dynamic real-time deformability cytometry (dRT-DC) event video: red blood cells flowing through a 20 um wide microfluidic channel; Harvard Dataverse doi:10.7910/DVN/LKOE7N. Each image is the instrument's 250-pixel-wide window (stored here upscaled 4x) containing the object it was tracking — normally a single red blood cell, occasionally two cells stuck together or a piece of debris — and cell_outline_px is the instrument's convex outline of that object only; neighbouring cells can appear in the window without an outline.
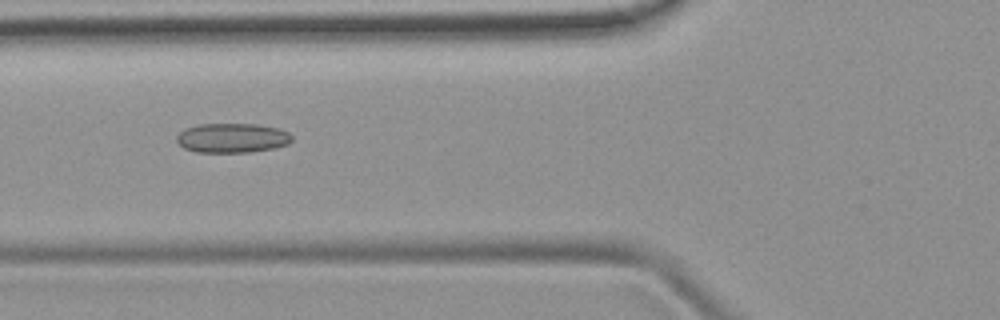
{"species": "common noctule bat (a hibernating species)", "species_latin": "Nyctalus noctula", "temperature_condition": "room temperature", "stored_images_in_passage": 6, "camera_frame_rate_fps": 3000, "um_per_image_px": 0.085, "animal": {"sex": "female", "body_mass_g": 19.9}, "frame": {"image": 1, "passage_image": 4, "time_ms": 4.333, "image_size_px": [1000, 320], "cell_outline_px": [[292, 140], [288, 144], [272, 148], [248, 152], [196, 152], [184, 148], [176, 140], [176, 136], [184, 128], [200, 124], [256, 124], [276, 128], [288, 132], [292, 136]], "centroid_in_image_um": [19.71, 11.72], "position_along_channel_um": 106.1, "area_um2": 19.71}}
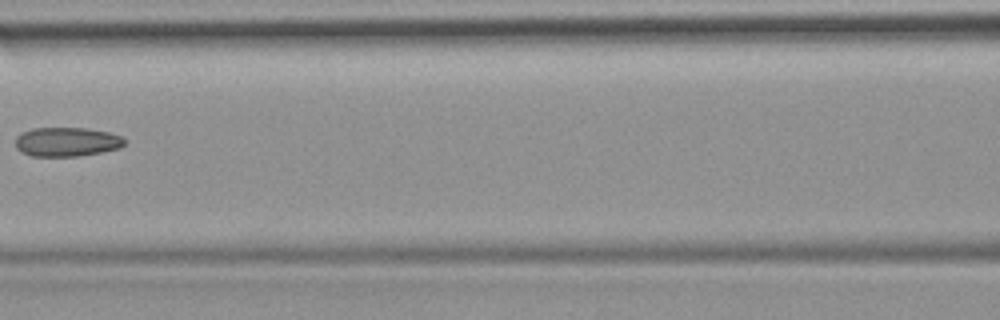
{"frame": {"image": 2, "passage_image": 5, "time_ms": 5.667, "image_size_px": [1000, 320], "cell_outline_px": [[128, 140], [120, 148], [80, 156], [32, 156], [16, 148], [16, 136], [32, 128], [88, 128], [108, 132], [120, 136]], "centroid_in_image_um": [5.7, 12.05], "position_along_channel_um": 160.9, "area_um2": 18.5}}
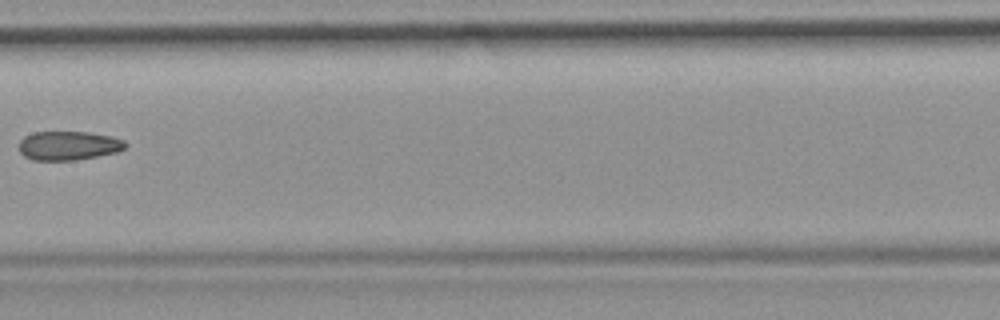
{"frame": {"image": 3, "passage_image": 6, "time_ms": 6.667, "image_size_px": [1000, 320], "cell_outline_px": [[128, 144], [124, 148], [116, 152], [76, 160], [32, 160], [24, 156], [20, 152], [20, 140], [24, 136], [32, 132], [88, 132], [112, 136], [124, 140]], "centroid_in_image_um": [5.81, 12.37], "position_along_channel_um": 201.6, "area_um2": 17.98}}